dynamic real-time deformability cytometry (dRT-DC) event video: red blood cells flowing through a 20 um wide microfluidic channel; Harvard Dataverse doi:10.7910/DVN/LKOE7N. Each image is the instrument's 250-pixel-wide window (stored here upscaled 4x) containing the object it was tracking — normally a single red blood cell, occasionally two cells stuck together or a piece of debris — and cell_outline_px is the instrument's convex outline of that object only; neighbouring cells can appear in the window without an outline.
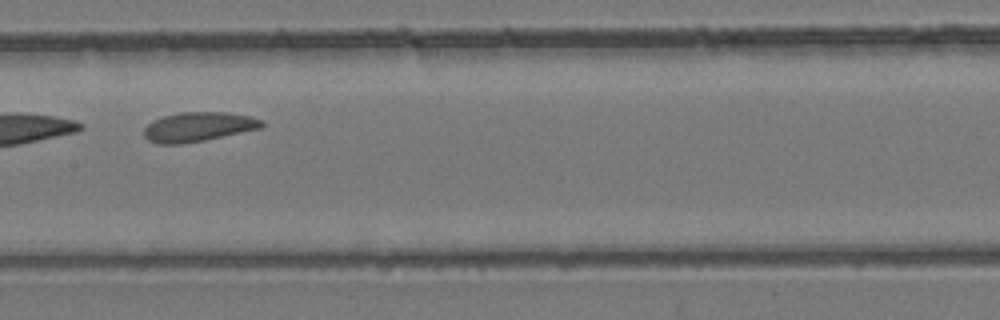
{"species": "common noctule bat (a hibernating species)", "species_latin": "Nyctalus noctula", "temperature_condition": "room temperature", "stored_images_in_passage": 16, "camera_frame_rate_fps": 3000, "um_per_image_px": 0.085, "animal": {"sex": "female", "body_mass_g": 24.6, "forearm_length_mm": 56.2}, "frame": {"image": 1, "passage_image": 14, "time_ms": 4.333, "image_size_px": [1000, 320], "cell_outline_px": [[264, 128], [204, 140], [180, 144], [160, 144], [148, 140], [144, 136], [144, 128], [152, 120], [164, 116], [180, 112], [228, 112], [252, 116], [264, 120]], "centroid_in_image_um": [16.9, 10.77], "position_along_channel_um": 190.5, "area_um2": 20.4}}